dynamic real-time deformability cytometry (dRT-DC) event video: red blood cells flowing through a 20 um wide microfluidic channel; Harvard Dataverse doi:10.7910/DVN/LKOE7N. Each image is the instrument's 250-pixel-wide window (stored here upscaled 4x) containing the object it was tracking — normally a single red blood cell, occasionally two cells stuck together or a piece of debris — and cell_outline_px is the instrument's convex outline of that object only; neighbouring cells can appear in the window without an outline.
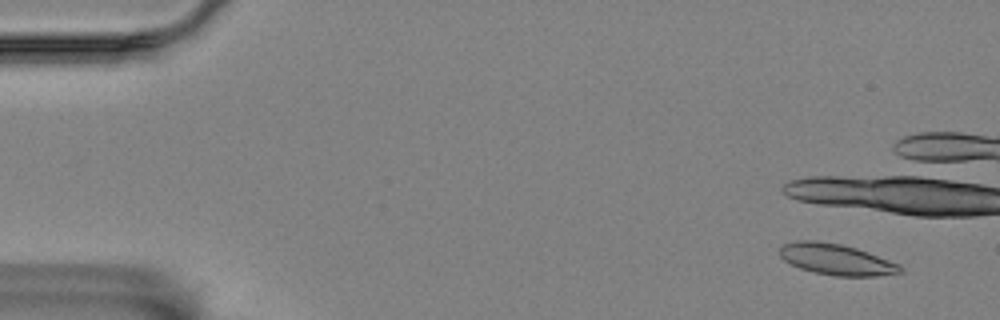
{"species": "Egyptian fruit bat (a non-hibernating species)", "species_latin": "Rousettus aegyptiacus", "temperature_condition": "room temperature", "stored_images_in_passage": 11, "camera_frame_rate_fps": 3000, "um_per_image_px": 0.085, "animal": {"sex": "female"}, "frame": {"image": 1, "passage_image": 4, "time_ms": 1.0, "image_size_px": [1000, 320], "cell_outline_px": [[904, 272], [876, 276], [836, 276], [816, 272], [800, 268], [784, 260], [780, 256], [780, 248], [784, 244], [796, 240], [816, 240], [840, 244], [856, 248], [868, 252], [900, 264], [904, 268]], "centroid_in_image_um": [71.12, 22.05], "position_along_channel_um": 13.9, "area_um2": 21.79}}